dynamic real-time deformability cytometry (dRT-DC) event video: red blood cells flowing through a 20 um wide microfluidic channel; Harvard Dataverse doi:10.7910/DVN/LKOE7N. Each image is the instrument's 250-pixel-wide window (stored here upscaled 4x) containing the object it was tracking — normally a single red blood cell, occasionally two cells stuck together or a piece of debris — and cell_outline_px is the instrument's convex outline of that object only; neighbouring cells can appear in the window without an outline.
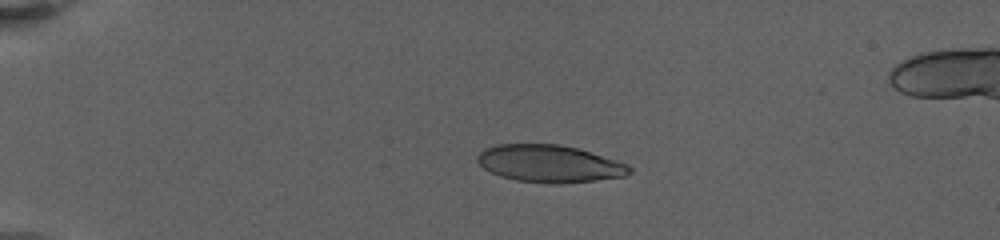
{"species": "human", "species_latin": "Homo sapiens", "temperature_condition": "warm", "stored_images_in_passage": 33, "camera_frame_rate_fps": 3000, "um_per_image_px": 0.085, "donor": {"sex": "female"}, "frame": {"image": 1, "passage_image": 6, "time_ms": 4.0, "image_size_px": [1000, 240], "cell_outline_px": [[632, 172], [624, 176], [596, 180], [564, 184], [548, 184], [516, 180], [500, 176], [484, 168], [476, 160], [476, 156], [484, 148], [496, 144], [560, 144], [576, 148], [616, 160], [628, 164], [632, 168]], "centroid_in_image_um": [46.69, 13.92], "position_along_channel_um": 38.3, "area_um2": 33.18}}
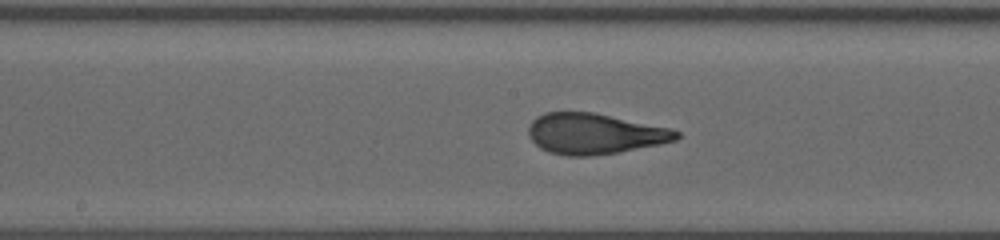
{"frame": {"image": 2, "passage_image": 17, "time_ms": 11.0, "image_size_px": [1000, 240], "cell_outline_px": [[680, 136], [676, 140], [660, 144], [616, 152], [588, 156], [568, 156], [548, 152], [540, 148], [528, 136], [528, 128], [532, 120], [536, 116], [544, 112], [592, 112], [672, 128], [680, 132]], "centroid_in_image_um": [50.52, 11.36], "position_along_channel_um": 197.7, "area_um2": 35.08}}
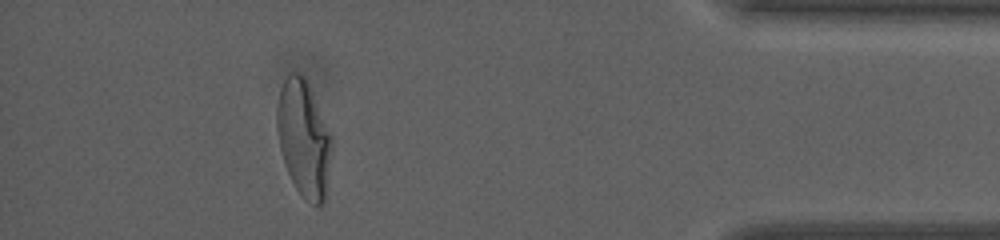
{"frame": {"image": 3, "passage_image": 29, "time_ms": 19.0, "image_size_px": [1000, 240], "cell_outline_px": [[332, 148], [324, 204], [316, 208], [296, 188], [284, 164], [280, 148], [276, 128], [276, 108], [280, 88], [284, 80], [292, 72], [300, 72], [308, 80], [332, 136]], "centroid_in_image_um": [25.82, 11.73], "position_along_channel_um": 409.4, "area_um2": 37.51}, "authors_computed_cell_mechanics": {"area_um2": 35.258, "velocity_mm_per_s": 3.1504, "shape_relaxation_time_tau1_ms": 4.7124, "shape_relaxation_time_tau2_ms": null, "deformation_change_tau1": 0.2228, "deformation_change_tau2": null}}